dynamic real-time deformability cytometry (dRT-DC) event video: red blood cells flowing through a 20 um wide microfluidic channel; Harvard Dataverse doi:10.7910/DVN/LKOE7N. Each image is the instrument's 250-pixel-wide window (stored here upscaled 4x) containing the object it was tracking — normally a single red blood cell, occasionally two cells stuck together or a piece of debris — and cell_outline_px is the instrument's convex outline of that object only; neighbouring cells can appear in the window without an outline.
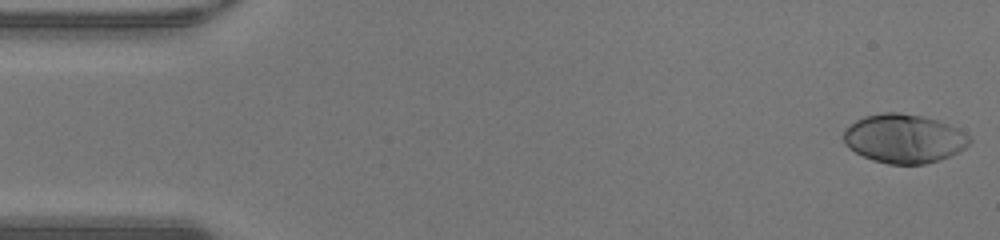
{"species": "human", "species_latin": "Homo sapiens", "temperature_condition": "warm", "stored_images_in_passage": 47, "camera_frame_rate_fps": 3000, "um_per_image_px": 0.085, "donor": {"sex": "male"}, "frame": {"image": 1, "passage_image": 1, "time_ms": 0.0, "image_size_px": [1000, 240], "cell_outline_px": [[972, 140], [964, 148], [940, 160], [924, 164], [888, 164], [872, 160], [848, 148], [844, 144], [844, 128], [856, 120], [864, 116], [884, 112], [900, 112], [920, 116], [936, 120], [948, 124], [964, 132]], "centroid_in_image_um": [76.8, 11.78], "position_along_channel_um": 8.2, "area_um2": 35.72}}
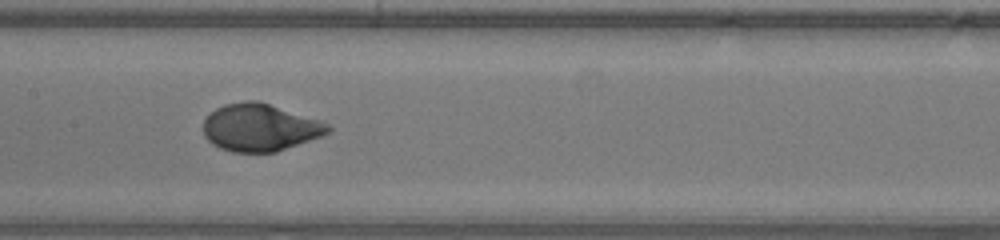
{"frame": {"image": 2, "passage_image": 23, "time_ms": 7.333, "image_size_px": [1000, 240], "cell_outline_px": [[332, 132], [324, 136], [276, 152], [232, 152], [220, 148], [212, 144], [204, 136], [204, 120], [216, 108], [224, 104], [244, 100], [256, 100], [320, 120], [328, 124], [332, 128]], "centroid_in_image_um": [22.12, 10.84], "position_along_channel_um": 185.3, "area_um2": 34.56}}
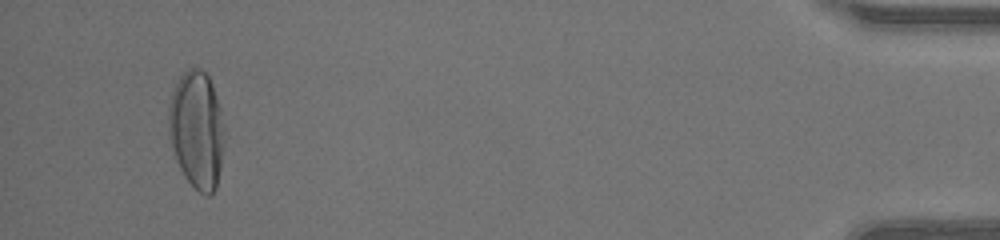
{"frame": {"image": 3, "passage_image": 45, "time_ms": 14.667, "image_size_px": [1000, 240], "cell_outline_px": [[228, 136], [216, 188], [208, 196], [200, 192], [184, 176], [176, 160], [172, 148], [168, 132], [168, 104], [172, 92], [180, 76], [188, 68], [200, 68], [208, 76], [212, 84], [228, 132]], "centroid_in_image_um": [16.76, 11.03], "position_along_channel_um": 418.4, "area_um2": 39.13}, "authors_computed_cell_mechanics": {"area_um2": 34.8534, "velocity_mm_per_s": 4.3125, "shape_relaxation_time_tau1_ms": 3.58, "shape_relaxation_time_tau2_ms": null, "deformation_change_tau1": 0.218, "deformation_change_tau2": null}}